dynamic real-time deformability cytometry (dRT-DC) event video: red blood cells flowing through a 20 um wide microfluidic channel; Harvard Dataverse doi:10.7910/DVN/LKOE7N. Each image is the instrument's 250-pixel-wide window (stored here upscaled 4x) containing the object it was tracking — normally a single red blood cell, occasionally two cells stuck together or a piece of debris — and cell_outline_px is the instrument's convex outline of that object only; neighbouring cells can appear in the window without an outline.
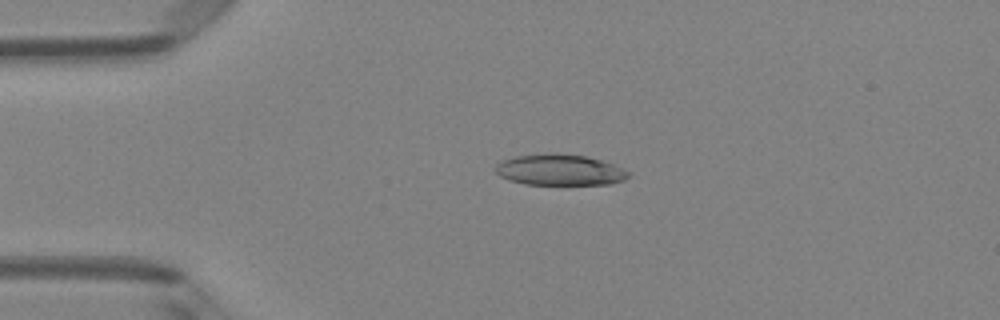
{"species": "Egyptian fruit bat (a non-hibernating species)", "species_latin": "Rousettus aegyptiacus", "temperature_condition": "room temperature", "stored_images_in_passage": 5, "camera_frame_rate_fps": 3000, "um_per_image_px": 0.085, "animal": {"sex": "female"}, "frame": {"image": 1, "passage_image": 4, "time_ms": 1.0, "image_size_px": [1000, 320], "cell_outline_px": [[632, 172], [624, 180], [612, 184], [524, 184], [508, 180], [500, 176], [492, 168], [500, 160], [516, 156], [548, 152], [552, 152], [584, 156], [600, 160], [612, 164]], "centroid_in_image_um": [47.53, 14.43], "position_along_channel_um": 37.5, "area_um2": 24.28}}